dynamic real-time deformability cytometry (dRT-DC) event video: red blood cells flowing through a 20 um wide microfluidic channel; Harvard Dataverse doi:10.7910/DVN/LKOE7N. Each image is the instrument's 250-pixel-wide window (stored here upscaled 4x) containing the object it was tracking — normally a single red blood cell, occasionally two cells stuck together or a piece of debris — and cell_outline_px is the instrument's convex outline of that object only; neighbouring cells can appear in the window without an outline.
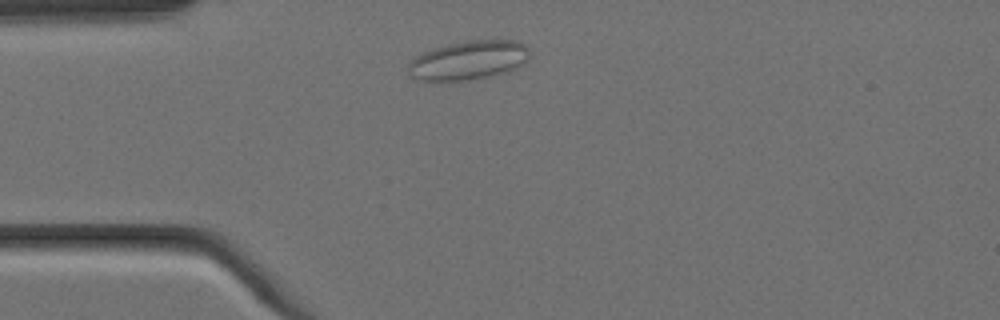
{"species": "Egyptian fruit bat (a non-hibernating species)", "species_latin": "Rousettus aegyptiacus", "temperature_condition": "cold", "stored_images_in_passage": 4, "camera_frame_rate_fps": 3000, "um_per_image_px": 0.085, "animal": {"sex": "female"}, "frame": {"image": 1, "passage_image": 1, "time_ms": 0.0, "image_size_px": [1000, 320], "cell_outline_px": [[528, 60], [516, 68], [508, 72], [488, 76], [464, 80], [424, 80], [412, 76], [408, 72], [408, 64], [416, 56], [424, 52], [448, 44], [468, 40], [516, 40], [524, 44], [528, 48]], "centroid_in_image_um": [39.86, 5.11], "position_along_channel_um": 45.1, "area_um2": 27.22}}
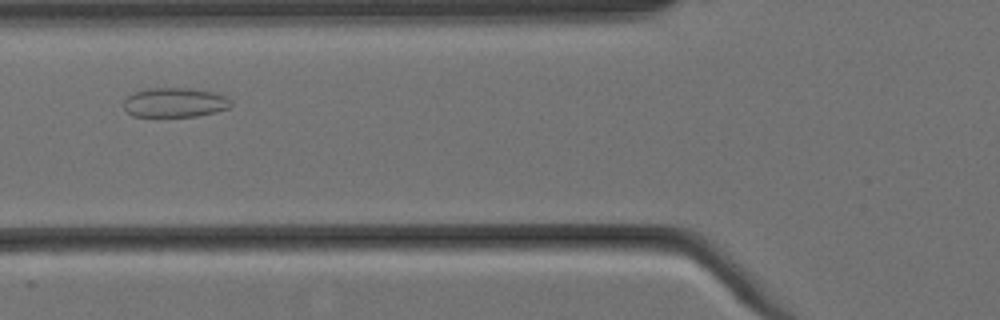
{"frame": {"image": 2, "passage_image": 3, "time_ms": 0.667, "image_size_px": [1000, 320], "cell_outline_px": [[232, 108], [216, 112], [196, 116], [132, 116], [124, 108], [124, 100], [128, 96], [136, 92], [148, 88], [188, 88], [212, 92], [224, 96], [232, 104]], "centroid_in_image_um": [14.86, 8.72], "position_along_channel_um": 110.9, "area_um2": 18.26}}